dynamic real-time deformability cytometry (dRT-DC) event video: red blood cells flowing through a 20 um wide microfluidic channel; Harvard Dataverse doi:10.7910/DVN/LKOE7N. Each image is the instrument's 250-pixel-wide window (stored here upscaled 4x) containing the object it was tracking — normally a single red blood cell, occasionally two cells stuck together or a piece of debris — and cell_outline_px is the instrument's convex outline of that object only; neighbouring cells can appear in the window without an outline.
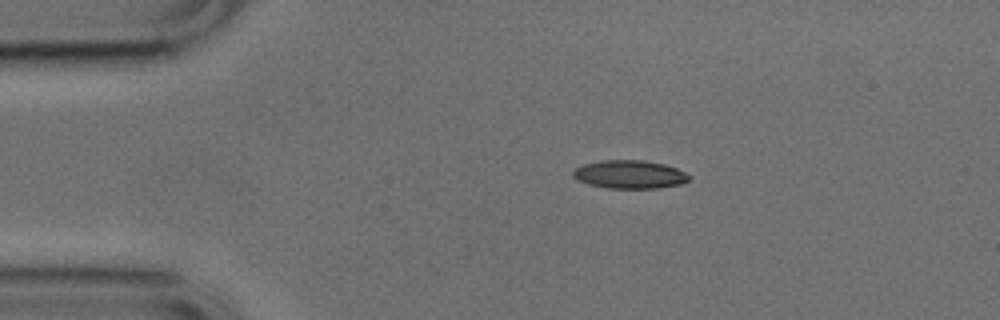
{"species": "common noctule bat (a hibernating species)", "species_latin": "Nyctalus noctula", "temperature_condition": "cold", "stored_images_in_passage": 37, "camera_frame_rate_fps": 3000, "um_per_image_px": 0.085, "animal": {"sex": "male", "body_mass_g": 17.9, "forearm_length_mm": 54.2}, "frame": {"image": 1, "passage_image": 2, "time_ms": 0.333, "image_size_px": [1000, 320], "cell_outline_px": [[692, 176], [684, 184], [656, 188], [608, 188], [588, 184], [576, 180], [572, 176], [572, 172], [576, 168], [584, 164], [600, 160], [640, 160], [664, 164], [676, 168]], "centroid_in_image_um": [53.51, 14.83], "position_along_channel_um": 31.5, "area_um2": 19.19}}
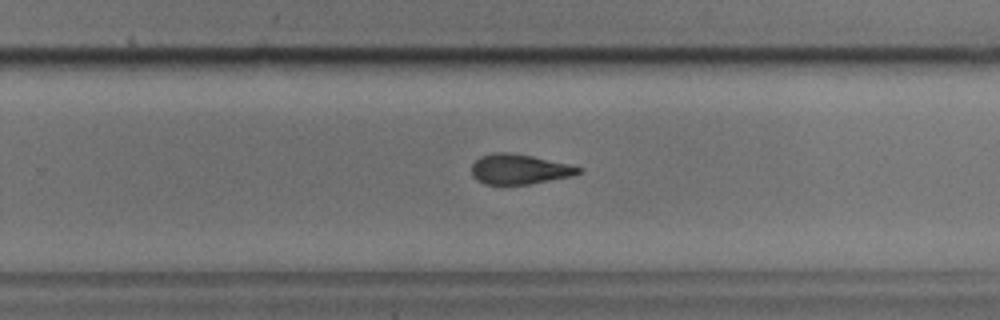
{"frame": {"image": 2, "passage_image": 25, "time_ms": 8.0, "image_size_px": [1000, 320], "cell_outline_px": [[584, 168], [580, 172], [572, 176], [528, 184], [484, 184], [476, 180], [472, 176], [472, 164], [480, 156], [492, 152], [508, 152], [532, 156], [568, 164]], "centroid_in_image_um": [44.11, 14.38], "position_along_channel_um": 285.7, "area_um2": 18.67}}
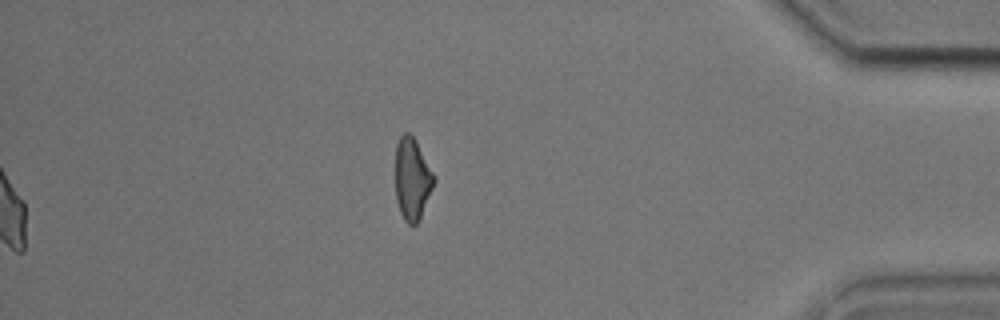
{"frame": {"image": 3, "passage_image": 37, "time_ms": 12.0, "image_size_px": [1000, 320], "cell_outline_px": [[436, 180], [420, 216], [416, 224], [408, 224], [404, 220], [400, 212], [396, 200], [396, 144], [400, 136], [404, 132], [408, 132], [416, 140], [436, 176]], "centroid_in_image_um": [35.04, 15.17], "position_along_channel_um": 400.2, "area_um2": 18.38}, "authors_computed_cell_mechanics": {"area_um2": 19.8832, "velocity_mm_per_s": 3.8588, "shape_relaxation_time_tau1_ms": 4.7404, "shape_relaxation_time_tau2_ms": 3.0903, "deformation_change_tau1": 0.1367, "deformation_change_tau2": 0.1188}}